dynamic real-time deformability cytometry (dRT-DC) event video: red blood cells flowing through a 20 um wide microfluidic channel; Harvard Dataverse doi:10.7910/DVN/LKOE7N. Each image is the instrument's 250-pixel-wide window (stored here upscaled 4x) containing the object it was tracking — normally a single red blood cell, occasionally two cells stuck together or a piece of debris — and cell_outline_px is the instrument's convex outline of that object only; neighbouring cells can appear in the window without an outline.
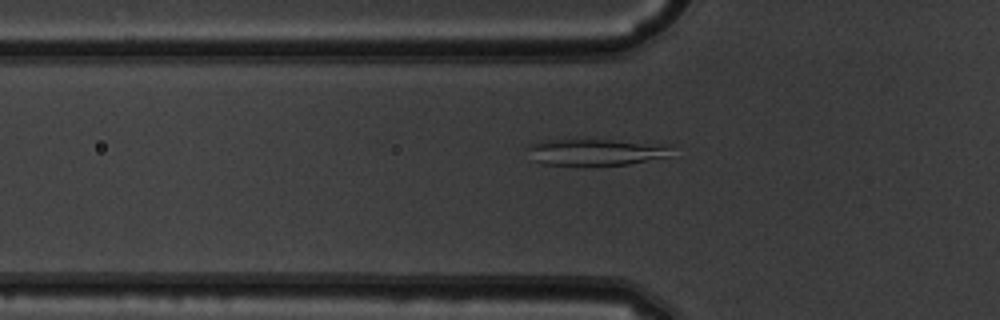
{"species": "common noctule bat (a hibernating species)", "species_latin": "Nyctalus noctula", "temperature_condition": "warm", "stored_images_in_passage": 50, "camera_frame_rate_fps": 3000, "um_per_image_px": 0.085, "animal": {"sex": "male", "body_mass_g": 19.5, "forearm_length_mm": 54.6}, "frame": {"image": 1, "passage_image": 17, "time_ms": 5.333, "image_size_px": [1000, 320], "cell_outline_px": [[672, 144], [668, 156], [628, 164], [584, 168], [544, 164], [532, 160], [528, 148], [528, 144], [540, 140], [584, 136]], "centroid_in_image_um": [50.58, 12.89], "position_along_channel_um": 75.2, "area_um2": 24.62}}
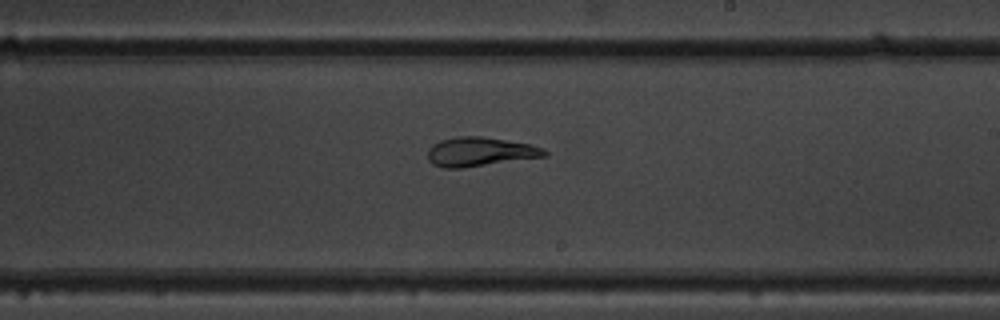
{"frame": {"image": 2, "passage_image": 30, "time_ms": 9.667, "image_size_px": [1000, 320], "cell_outline_px": [[548, 156], [460, 168], [444, 168], [432, 164], [428, 160], [428, 148], [432, 144], [440, 140], [456, 136], [480, 136], [528, 144], [544, 148], [548, 152]], "centroid_in_image_um": [40.77, 12.9], "position_along_channel_um": 248.2, "area_um2": 19.77}}
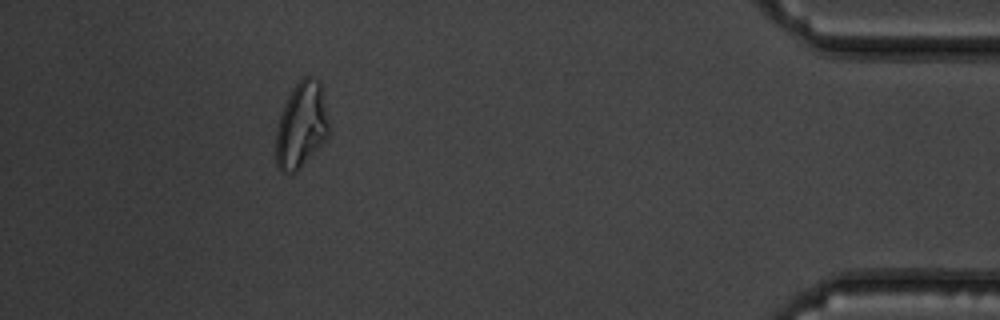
{"frame": {"image": 3, "passage_image": 46, "time_ms": 15.0, "image_size_px": [1000, 320], "cell_outline_px": [[328, 136], [300, 168], [296, 172], [284, 172], [276, 164], [276, 128], [284, 104], [292, 88], [304, 76], [308, 76], [320, 80], [328, 124]], "centroid_in_image_um": [25.59, 10.63], "position_along_channel_um": 409.6, "area_um2": 26.07}, "authors_computed_cell_mechanics": {"area_um2": 24.4783, "velocity_mm_per_s": 3.9918, "shape_relaxation_time_tau1_ms": null, "shape_relaxation_time_tau2_ms": 2.6411, "deformation_change_tau1": null, "deformation_change_tau2": 0.0895}}